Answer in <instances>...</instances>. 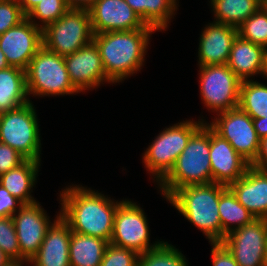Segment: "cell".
Masks as SVG:
<instances>
[{
    "label": "cell",
    "mask_w": 267,
    "mask_h": 266,
    "mask_svg": "<svg viewBox=\"0 0 267 266\" xmlns=\"http://www.w3.org/2000/svg\"><path fill=\"white\" fill-rule=\"evenodd\" d=\"M59 196L60 216L72 232L99 237L110 243L115 213L122 201L114 202L98 191L73 184L66 186Z\"/></svg>",
    "instance_id": "obj_1"
},
{
    "label": "cell",
    "mask_w": 267,
    "mask_h": 266,
    "mask_svg": "<svg viewBox=\"0 0 267 266\" xmlns=\"http://www.w3.org/2000/svg\"><path fill=\"white\" fill-rule=\"evenodd\" d=\"M155 29L94 34L107 78L114 84L138 73L144 65L150 37Z\"/></svg>",
    "instance_id": "obj_2"
},
{
    "label": "cell",
    "mask_w": 267,
    "mask_h": 266,
    "mask_svg": "<svg viewBox=\"0 0 267 266\" xmlns=\"http://www.w3.org/2000/svg\"><path fill=\"white\" fill-rule=\"evenodd\" d=\"M209 153L210 126L204 122L191 135L170 172L158 183L165 199L179 188L212 183Z\"/></svg>",
    "instance_id": "obj_3"
},
{
    "label": "cell",
    "mask_w": 267,
    "mask_h": 266,
    "mask_svg": "<svg viewBox=\"0 0 267 266\" xmlns=\"http://www.w3.org/2000/svg\"><path fill=\"white\" fill-rule=\"evenodd\" d=\"M226 185L210 183L175 190L166 200L205 234L210 243L221 242L219 199Z\"/></svg>",
    "instance_id": "obj_4"
},
{
    "label": "cell",
    "mask_w": 267,
    "mask_h": 266,
    "mask_svg": "<svg viewBox=\"0 0 267 266\" xmlns=\"http://www.w3.org/2000/svg\"><path fill=\"white\" fill-rule=\"evenodd\" d=\"M204 122V119H189L166 127L145 150L143 163L157 184L170 172L178 156L186 148L191 135Z\"/></svg>",
    "instance_id": "obj_5"
},
{
    "label": "cell",
    "mask_w": 267,
    "mask_h": 266,
    "mask_svg": "<svg viewBox=\"0 0 267 266\" xmlns=\"http://www.w3.org/2000/svg\"><path fill=\"white\" fill-rule=\"evenodd\" d=\"M26 73L28 95H72L80 93L72 84L64 57L42 46L29 62Z\"/></svg>",
    "instance_id": "obj_6"
},
{
    "label": "cell",
    "mask_w": 267,
    "mask_h": 266,
    "mask_svg": "<svg viewBox=\"0 0 267 266\" xmlns=\"http://www.w3.org/2000/svg\"><path fill=\"white\" fill-rule=\"evenodd\" d=\"M40 129L32 101L0 114V142L9 145L26 159L41 162Z\"/></svg>",
    "instance_id": "obj_7"
},
{
    "label": "cell",
    "mask_w": 267,
    "mask_h": 266,
    "mask_svg": "<svg viewBox=\"0 0 267 266\" xmlns=\"http://www.w3.org/2000/svg\"><path fill=\"white\" fill-rule=\"evenodd\" d=\"M90 13L70 8L42 30L43 46L62 57L71 55L93 41Z\"/></svg>",
    "instance_id": "obj_8"
},
{
    "label": "cell",
    "mask_w": 267,
    "mask_h": 266,
    "mask_svg": "<svg viewBox=\"0 0 267 266\" xmlns=\"http://www.w3.org/2000/svg\"><path fill=\"white\" fill-rule=\"evenodd\" d=\"M202 103L215 113L238 108L241 80L226 64L199 66Z\"/></svg>",
    "instance_id": "obj_9"
},
{
    "label": "cell",
    "mask_w": 267,
    "mask_h": 266,
    "mask_svg": "<svg viewBox=\"0 0 267 266\" xmlns=\"http://www.w3.org/2000/svg\"><path fill=\"white\" fill-rule=\"evenodd\" d=\"M147 222L144 210L136 202L122 200L115 213L110 243L121 248L132 249L139 254L152 250L162 241L150 243V228Z\"/></svg>",
    "instance_id": "obj_10"
},
{
    "label": "cell",
    "mask_w": 267,
    "mask_h": 266,
    "mask_svg": "<svg viewBox=\"0 0 267 266\" xmlns=\"http://www.w3.org/2000/svg\"><path fill=\"white\" fill-rule=\"evenodd\" d=\"M208 125L226 139L237 153L250 165L255 161L260 147L252 118L239 107L216 114Z\"/></svg>",
    "instance_id": "obj_11"
},
{
    "label": "cell",
    "mask_w": 267,
    "mask_h": 266,
    "mask_svg": "<svg viewBox=\"0 0 267 266\" xmlns=\"http://www.w3.org/2000/svg\"><path fill=\"white\" fill-rule=\"evenodd\" d=\"M266 240L267 219L256 218L227 234L221 243L239 266H265Z\"/></svg>",
    "instance_id": "obj_12"
},
{
    "label": "cell",
    "mask_w": 267,
    "mask_h": 266,
    "mask_svg": "<svg viewBox=\"0 0 267 266\" xmlns=\"http://www.w3.org/2000/svg\"><path fill=\"white\" fill-rule=\"evenodd\" d=\"M43 46L42 29L27 17L0 35V49L9 66L26 70L29 62Z\"/></svg>",
    "instance_id": "obj_13"
},
{
    "label": "cell",
    "mask_w": 267,
    "mask_h": 266,
    "mask_svg": "<svg viewBox=\"0 0 267 266\" xmlns=\"http://www.w3.org/2000/svg\"><path fill=\"white\" fill-rule=\"evenodd\" d=\"M39 202L24 204L13 216L21 260L30 261L38 252L52 224ZM51 221V222H50Z\"/></svg>",
    "instance_id": "obj_14"
},
{
    "label": "cell",
    "mask_w": 267,
    "mask_h": 266,
    "mask_svg": "<svg viewBox=\"0 0 267 266\" xmlns=\"http://www.w3.org/2000/svg\"><path fill=\"white\" fill-rule=\"evenodd\" d=\"M64 61L70 81L80 93L98 88L105 82L112 83L106 76L100 51L94 41L64 57Z\"/></svg>",
    "instance_id": "obj_15"
},
{
    "label": "cell",
    "mask_w": 267,
    "mask_h": 266,
    "mask_svg": "<svg viewBox=\"0 0 267 266\" xmlns=\"http://www.w3.org/2000/svg\"><path fill=\"white\" fill-rule=\"evenodd\" d=\"M88 11L93 34L154 29L145 25L125 0H97Z\"/></svg>",
    "instance_id": "obj_16"
},
{
    "label": "cell",
    "mask_w": 267,
    "mask_h": 266,
    "mask_svg": "<svg viewBox=\"0 0 267 266\" xmlns=\"http://www.w3.org/2000/svg\"><path fill=\"white\" fill-rule=\"evenodd\" d=\"M212 183L229 186L240 179L250 164L242 158L231 144L210 127L209 153Z\"/></svg>",
    "instance_id": "obj_17"
},
{
    "label": "cell",
    "mask_w": 267,
    "mask_h": 266,
    "mask_svg": "<svg viewBox=\"0 0 267 266\" xmlns=\"http://www.w3.org/2000/svg\"><path fill=\"white\" fill-rule=\"evenodd\" d=\"M237 35V27L231 25L217 22L205 25L199 37L198 66L226 64Z\"/></svg>",
    "instance_id": "obj_18"
},
{
    "label": "cell",
    "mask_w": 267,
    "mask_h": 266,
    "mask_svg": "<svg viewBox=\"0 0 267 266\" xmlns=\"http://www.w3.org/2000/svg\"><path fill=\"white\" fill-rule=\"evenodd\" d=\"M53 221L37 254L29 261L31 266H70L69 246L72 231L60 213Z\"/></svg>",
    "instance_id": "obj_19"
},
{
    "label": "cell",
    "mask_w": 267,
    "mask_h": 266,
    "mask_svg": "<svg viewBox=\"0 0 267 266\" xmlns=\"http://www.w3.org/2000/svg\"><path fill=\"white\" fill-rule=\"evenodd\" d=\"M237 200L255 218L267 219V172L249 166L245 174L228 186Z\"/></svg>",
    "instance_id": "obj_20"
},
{
    "label": "cell",
    "mask_w": 267,
    "mask_h": 266,
    "mask_svg": "<svg viewBox=\"0 0 267 266\" xmlns=\"http://www.w3.org/2000/svg\"><path fill=\"white\" fill-rule=\"evenodd\" d=\"M226 65L241 81L250 80L256 74L266 79L267 49L237 35Z\"/></svg>",
    "instance_id": "obj_21"
},
{
    "label": "cell",
    "mask_w": 267,
    "mask_h": 266,
    "mask_svg": "<svg viewBox=\"0 0 267 266\" xmlns=\"http://www.w3.org/2000/svg\"><path fill=\"white\" fill-rule=\"evenodd\" d=\"M40 161L26 159L17 167L0 175V184L24 204L37 202L32 196V188L37 182Z\"/></svg>",
    "instance_id": "obj_22"
},
{
    "label": "cell",
    "mask_w": 267,
    "mask_h": 266,
    "mask_svg": "<svg viewBox=\"0 0 267 266\" xmlns=\"http://www.w3.org/2000/svg\"><path fill=\"white\" fill-rule=\"evenodd\" d=\"M30 101L25 70L13 66L0 70V114L17 109Z\"/></svg>",
    "instance_id": "obj_23"
},
{
    "label": "cell",
    "mask_w": 267,
    "mask_h": 266,
    "mask_svg": "<svg viewBox=\"0 0 267 266\" xmlns=\"http://www.w3.org/2000/svg\"><path fill=\"white\" fill-rule=\"evenodd\" d=\"M141 20L156 31L166 30L178 9V0H125Z\"/></svg>",
    "instance_id": "obj_24"
},
{
    "label": "cell",
    "mask_w": 267,
    "mask_h": 266,
    "mask_svg": "<svg viewBox=\"0 0 267 266\" xmlns=\"http://www.w3.org/2000/svg\"><path fill=\"white\" fill-rule=\"evenodd\" d=\"M108 241L72 232L69 246L70 266H100Z\"/></svg>",
    "instance_id": "obj_25"
},
{
    "label": "cell",
    "mask_w": 267,
    "mask_h": 266,
    "mask_svg": "<svg viewBox=\"0 0 267 266\" xmlns=\"http://www.w3.org/2000/svg\"><path fill=\"white\" fill-rule=\"evenodd\" d=\"M218 207L221 220V241L233 230L241 228L256 219L239 203L236 195L228 186L220 194Z\"/></svg>",
    "instance_id": "obj_26"
},
{
    "label": "cell",
    "mask_w": 267,
    "mask_h": 266,
    "mask_svg": "<svg viewBox=\"0 0 267 266\" xmlns=\"http://www.w3.org/2000/svg\"><path fill=\"white\" fill-rule=\"evenodd\" d=\"M214 21L239 27L262 5L263 0H210Z\"/></svg>",
    "instance_id": "obj_27"
},
{
    "label": "cell",
    "mask_w": 267,
    "mask_h": 266,
    "mask_svg": "<svg viewBox=\"0 0 267 266\" xmlns=\"http://www.w3.org/2000/svg\"><path fill=\"white\" fill-rule=\"evenodd\" d=\"M238 107L252 119L267 118V85L252 79L241 81Z\"/></svg>",
    "instance_id": "obj_28"
},
{
    "label": "cell",
    "mask_w": 267,
    "mask_h": 266,
    "mask_svg": "<svg viewBox=\"0 0 267 266\" xmlns=\"http://www.w3.org/2000/svg\"><path fill=\"white\" fill-rule=\"evenodd\" d=\"M138 266H188V263L181 251L162 241L152 250L139 254Z\"/></svg>",
    "instance_id": "obj_29"
},
{
    "label": "cell",
    "mask_w": 267,
    "mask_h": 266,
    "mask_svg": "<svg viewBox=\"0 0 267 266\" xmlns=\"http://www.w3.org/2000/svg\"><path fill=\"white\" fill-rule=\"evenodd\" d=\"M237 29L241 38L267 49V9L263 5Z\"/></svg>",
    "instance_id": "obj_30"
},
{
    "label": "cell",
    "mask_w": 267,
    "mask_h": 266,
    "mask_svg": "<svg viewBox=\"0 0 267 266\" xmlns=\"http://www.w3.org/2000/svg\"><path fill=\"white\" fill-rule=\"evenodd\" d=\"M70 8L67 6L65 0H41L26 17L37 27L42 30L49 24L57 21ZM39 23H37V20Z\"/></svg>",
    "instance_id": "obj_31"
},
{
    "label": "cell",
    "mask_w": 267,
    "mask_h": 266,
    "mask_svg": "<svg viewBox=\"0 0 267 266\" xmlns=\"http://www.w3.org/2000/svg\"><path fill=\"white\" fill-rule=\"evenodd\" d=\"M0 249L12 260H21V252L12 217H0Z\"/></svg>",
    "instance_id": "obj_32"
},
{
    "label": "cell",
    "mask_w": 267,
    "mask_h": 266,
    "mask_svg": "<svg viewBox=\"0 0 267 266\" xmlns=\"http://www.w3.org/2000/svg\"><path fill=\"white\" fill-rule=\"evenodd\" d=\"M139 253L109 243L105 249L100 266H138Z\"/></svg>",
    "instance_id": "obj_33"
},
{
    "label": "cell",
    "mask_w": 267,
    "mask_h": 266,
    "mask_svg": "<svg viewBox=\"0 0 267 266\" xmlns=\"http://www.w3.org/2000/svg\"><path fill=\"white\" fill-rule=\"evenodd\" d=\"M26 18L17 0H0V35Z\"/></svg>",
    "instance_id": "obj_34"
},
{
    "label": "cell",
    "mask_w": 267,
    "mask_h": 266,
    "mask_svg": "<svg viewBox=\"0 0 267 266\" xmlns=\"http://www.w3.org/2000/svg\"><path fill=\"white\" fill-rule=\"evenodd\" d=\"M25 160L26 158L14 148L0 142V175L17 167Z\"/></svg>",
    "instance_id": "obj_35"
},
{
    "label": "cell",
    "mask_w": 267,
    "mask_h": 266,
    "mask_svg": "<svg viewBox=\"0 0 267 266\" xmlns=\"http://www.w3.org/2000/svg\"><path fill=\"white\" fill-rule=\"evenodd\" d=\"M23 205L0 184V217H12Z\"/></svg>",
    "instance_id": "obj_36"
},
{
    "label": "cell",
    "mask_w": 267,
    "mask_h": 266,
    "mask_svg": "<svg viewBox=\"0 0 267 266\" xmlns=\"http://www.w3.org/2000/svg\"><path fill=\"white\" fill-rule=\"evenodd\" d=\"M212 245L211 256L213 266H239L232 254L221 243H210Z\"/></svg>",
    "instance_id": "obj_37"
},
{
    "label": "cell",
    "mask_w": 267,
    "mask_h": 266,
    "mask_svg": "<svg viewBox=\"0 0 267 266\" xmlns=\"http://www.w3.org/2000/svg\"><path fill=\"white\" fill-rule=\"evenodd\" d=\"M251 166L267 172V137L260 140L258 155Z\"/></svg>",
    "instance_id": "obj_38"
},
{
    "label": "cell",
    "mask_w": 267,
    "mask_h": 266,
    "mask_svg": "<svg viewBox=\"0 0 267 266\" xmlns=\"http://www.w3.org/2000/svg\"><path fill=\"white\" fill-rule=\"evenodd\" d=\"M252 121L258 138L261 140L267 137V118H254Z\"/></svg>",
    "instance_id": "obj_39"
},
{
    "label": "cell",
    "mask_w": 267,
    "mask_h": 266,
    "mask_svg": "<svg viewBox=\"0 0 267 266\" xmlns=\"http://www.w3.org/2000/svg\"><path fill=\"white\" fill-rule=\"evenodd\" d=\"M97 0H65L67 6L73 9L89 10Z\"/></svg>",
    "instance_id": "obj_40"
},
{
    "label": "cell",
    "mask_w": 267,
    "mask_h": 266,
    "mask_svg": "<svg viewBox=\"0 0 267 266\" xmlns=\"http://www.w3.org/2000/svg\"><path fill=\"white\" fill-rule=\"evenodd\" d=\"M25 15H27L41 0H17Z\"/></svg>",
    "instance_id": "obj_41"
},
{
    "label": "cell",
    "mask_w": 267,
    "mask_h": 266,
    "mask_svg": "<svg viewBox=\"0 0 267 266\" xmlns=\"http://www.w3.org/2000/svg\"><path fill=\"white\" fill-rule=\"evenodd\" d=\"M10 67L6 61L5 54L0 49V70Z\"/></svg>",
    "instance_id": "obj_42"
},
{
    "label": "cell",
    "mask_w": 267,
    "mask_h": 266,
    "mask_svg": "<svg viewBox=\"0 0 267 266\" xmlns=\"http://www.w3.org/2000/svg\"><path fill=\"white\" fill-rule=\"evenodd\" d=\"M10 260L12 259L0 249V266L6 265Z\"/></svg>",
    "instance_id": "obj_43"
},
{
    "label": "cell",
    "mask_w": 267,
    "mask_h": 266,
    "mask_svg": "<svg viewBox=\"0 0 267 266\" xmlns=\"http://www.w3.org/2000/svg\"><path fill=\"white\" fill-rule=\"evenodd\" d=\"M27 262V263H26ZM26 263V265H29L28 261L24 260H10L6 265L4 266H24L23 264Z\"/></svg>",
    "instance_id": "obj_44"
},
{
    "label": "cell",
    "mask_w": 267,
    "mask_h": 266,
    "mask_svg": "<svg viewBox=\"0 0 267 266\" xmlns=\"http://www.w3.org/2000/svg\"><path fill=\"white\" fill-rule=\"evenodd\" d=\"M265 266H267V240H266V250H265Z\"/></svg>",
    "instance_id": "obj_45"
},
{
    "label": "cell",
    "mask_w": 267,
    "mask_h": 266,
    "mask_svg": "<svg viewBox=\"0 0 267 266\" xmlns=\"http://www.w3.org/2000/svg\"><path fill=\"white\" fill-rule=\"evenodd\" d=\"M263 6L267 9V0H263Z\"/></svg>",
    "instance_id": "obj_46"
}]
</instances>
